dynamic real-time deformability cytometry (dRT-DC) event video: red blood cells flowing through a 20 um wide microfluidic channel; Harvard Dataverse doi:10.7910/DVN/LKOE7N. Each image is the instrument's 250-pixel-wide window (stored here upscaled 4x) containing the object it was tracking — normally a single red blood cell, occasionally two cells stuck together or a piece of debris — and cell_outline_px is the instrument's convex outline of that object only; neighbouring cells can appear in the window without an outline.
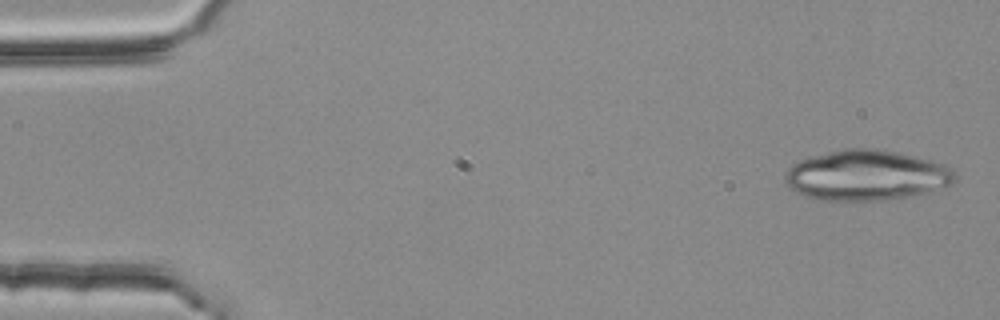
{"species": "common noctule bat (a hibernating species)", "species_latin": "Nyctalus noctula", "temperature_condition": "room temperature", "stored_images_in_passage": 4, "camera_frame_rate_fps": 3000, "um_per_image_px": 0.085, "animal": {"sex": "female", "body_mass_g": 25.1}, "frame": {"image": 1, "passage_image": 1, "time_ms": 0.0, "image_size_px": [1000, 320], "cell_outline_px": [[956, 180], [936, 192], [916, 196], [888, 200], [820, 200], [804, 196], [788, 188], [784, 176], [788, 168], [792, 164], [800, 160], [812, 156], [844, 148], [876, 148], [896, 152], [932, 160], [944, 164], [952, 168], [956, 176]], "centroid_in_image_um": [73.68, 14.91], "position_along_channel_um": 11.3, "area_um2": 50.52}}